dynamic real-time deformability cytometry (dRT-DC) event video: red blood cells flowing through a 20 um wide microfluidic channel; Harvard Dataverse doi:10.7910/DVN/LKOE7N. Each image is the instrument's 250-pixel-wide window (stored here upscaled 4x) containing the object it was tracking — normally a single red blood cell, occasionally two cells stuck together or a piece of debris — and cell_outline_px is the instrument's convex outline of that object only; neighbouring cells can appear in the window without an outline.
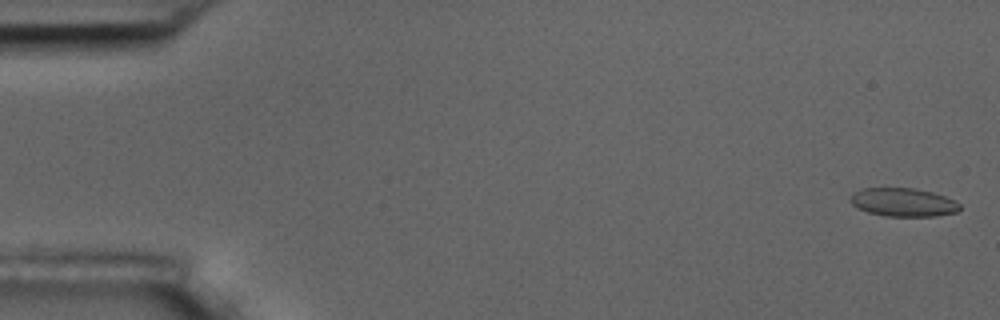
{"species": "common noctule bat (a hibernating species)", "species_latin": "Nyctalus noctula", "temperature_condition": "room temperature", "stored_images_in_passage": 11, "camera_frame_rate_fps": 3000, "um_per_image_px": 0.085, "animal": {"sex": "male", "body_mass_g": 17.5, "forearm_length_mm": 52.3}, "frame": {"image": 1, "passage_image": 1, "time_ms": 0.0, "image_size_px": [1000, 320], "cell_outline_px": [[960, 208], [956, 212], [936, 216], [884, 216], [868, 212], [856, 208], [848, 200], [852, 192], [864, 188], [912, 188], [932, 192], [944, 196], [960, 204]], "centroid_in_image_um": [76.71, 17.19], "position_along_channel_um": 8.3, "area_um2": 18.15}}
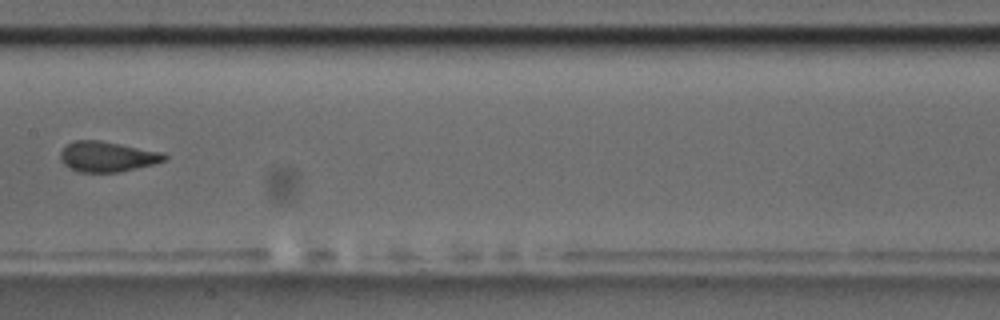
{"frame": {"image": 2, "passage_image": 8, "time_ms": 9.0, "image_size_px": [1000, 320], "cell_outline_px": [[168, 160], [120, 172], [76, 172], [68, 168], [60, 160], [60, 152], [68, 144], [76, 140], [100, 140], [164, 152], [168, 156]], "centroid_in_image_um": [9.13, 13.31], "position_along_channel_um": 198.3, "area_um2": 18.55}}
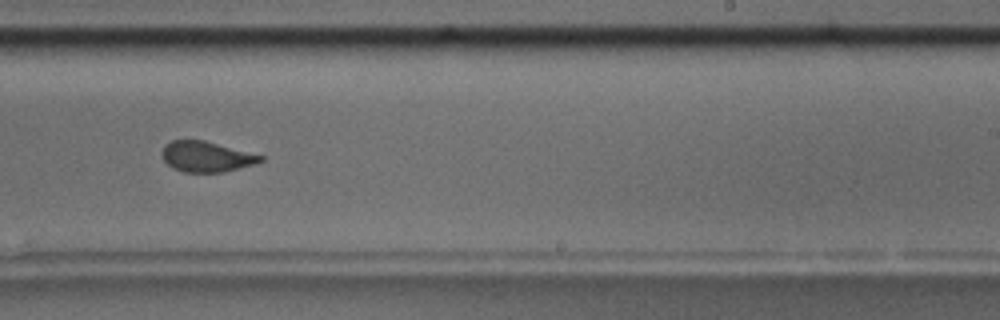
{"frame": {"image": 3, "passage_image": 10, "time_ms": 11.0, "image_size_px": [1000, 320], "cell_outline_px": [[264, 160], [252, 164], [224, 172], [184, 172], [172, 168], [160, 156], [160, 152], [164, 144], [172, 140], [204, 140], [264, 156]], "centroid_in_image_um": [17.48, 13.31], "position_along_channel_um": 271.5, "area_um2": 17.51}}